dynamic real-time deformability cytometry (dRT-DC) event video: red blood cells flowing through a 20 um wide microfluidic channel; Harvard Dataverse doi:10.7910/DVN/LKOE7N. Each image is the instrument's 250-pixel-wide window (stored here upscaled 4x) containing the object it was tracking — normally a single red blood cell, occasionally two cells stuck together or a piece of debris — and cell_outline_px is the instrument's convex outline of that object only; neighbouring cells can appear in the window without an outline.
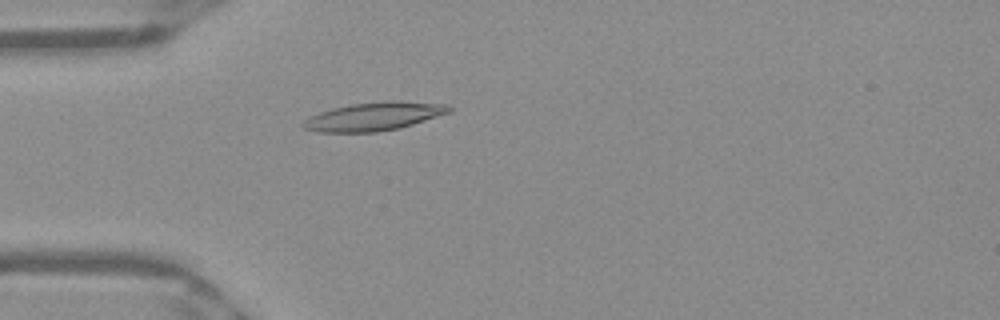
{"species": "Egyptian fruit bat (a non-hibernating species)", "species_latin": "Rousettus aegyptiacus", "temperature_condition": "warm", "stored_images_in_passage": 38, "camera_frame_rate_fps": 3000, "um_per_image_px": 0.085, "frame": {"image": 1, "passage_image": 2, "time_ms": 0.333, "image_size_px": [1000, 320], "cell_outline_px": [[452, 112], [400, 128], [376, 132], [316, 132], [304, 128], [300, 124], [308, 116], [332, 108], [352, 104], [392, 100], [444, 104], [452, 108]], "centroid_in_image_um": [31.76, 9.9], "position_along_channel_um": 53.2, "area_um2": 24.16}}
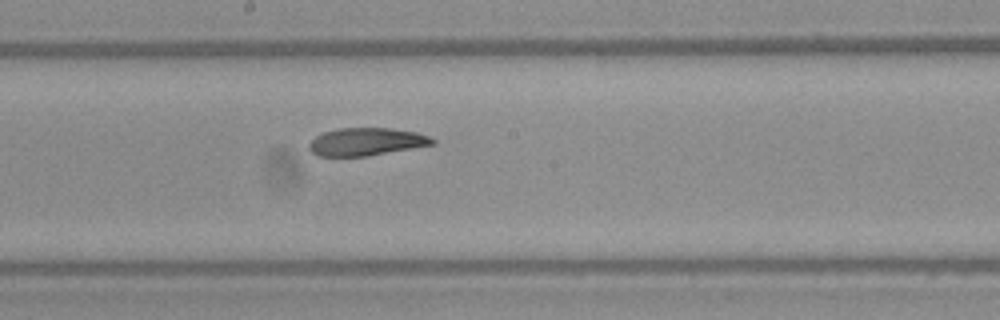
{"frame": {"image": 2, "passage_image": 15, "time_ms": 4.667, "image_size_px": [1000, 320], "cell_outline_px": [[436, 144], [368, 156], [316, 156], [308, 148], [308, 144], [316, 136], [324, 132], [336, 128], [388, 128], [416, 132], [428, 136], [436, 140]], "centroid_in_image_um": [31.13, 12.05], "position_along_channel_um": 217.1, "area_um2": 20.0}}
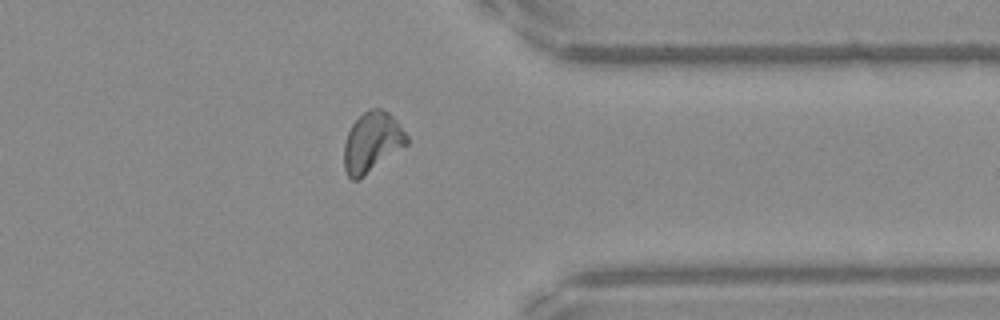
{"frame": {"image": 3, "passage_image": 28, "time_ms": 9.0, "image_size_px": [1000, 320], "cell_outline_px": [[408, 144], [360, 180], [352, 180], [348, 176], [344, 168], [344, 144], [348, 132], [352, 124], [364, 112], [372, 108], [380, 108], [388, 112], [396, 120], [408, 136]], "centroid_in_image_um": [31.62, 12.11], "position_along_channel_um": 379.8, "area_um2": 22.02}, "authors_computed_cell_mechanics": {"area_um2": 21.097, "velocity_mm_per_s": 3.9514, "shape_relaxation_time_tau1_ms": null, "shape_relaxation_time_tau2_ms": 2.4699, "deformation_change_tau1": null, "deformation_change_tau2": 0.0814}}